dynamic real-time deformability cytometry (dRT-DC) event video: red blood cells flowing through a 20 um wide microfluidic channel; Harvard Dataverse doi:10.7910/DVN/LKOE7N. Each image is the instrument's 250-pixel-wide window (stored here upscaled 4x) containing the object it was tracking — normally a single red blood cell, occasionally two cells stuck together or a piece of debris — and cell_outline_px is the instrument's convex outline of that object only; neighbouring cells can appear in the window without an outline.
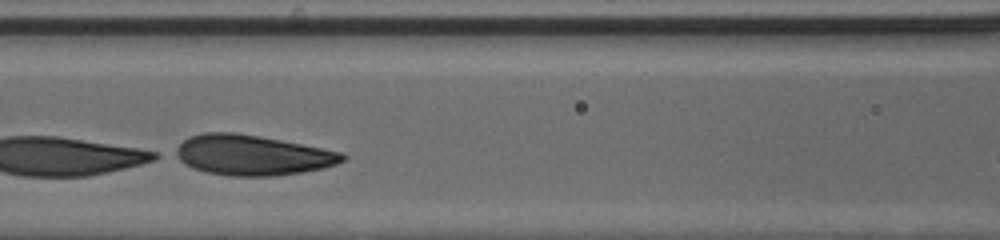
{"species": "human", "species_latin": "Homo sapiens", "temperature_condition": "cold", "stored_images_in_passage": 13, "camera_frame_rate_fps": 3000, "um_per_image_px": 0.085, "donor": {"sex": "male"}, "frame": {"image": 1, "passage_image": 10, "time_ms": 3.0, "image_size_px": [1000, 240], "cell_outline_px": [[348, 156], [344, 160], [336, 164], [324, 168], [276, 176], [228, 176], [204, 172], [192, 168], [184, 164], [172, 156], [168, 152], [188, 136], [204, 132], [232, 132], [260, 136], [340, 152]], "centroid_in_image_um": [21.31, 13.19], "position_along_channel_um": 145.3, "area_um2": 39.59}}